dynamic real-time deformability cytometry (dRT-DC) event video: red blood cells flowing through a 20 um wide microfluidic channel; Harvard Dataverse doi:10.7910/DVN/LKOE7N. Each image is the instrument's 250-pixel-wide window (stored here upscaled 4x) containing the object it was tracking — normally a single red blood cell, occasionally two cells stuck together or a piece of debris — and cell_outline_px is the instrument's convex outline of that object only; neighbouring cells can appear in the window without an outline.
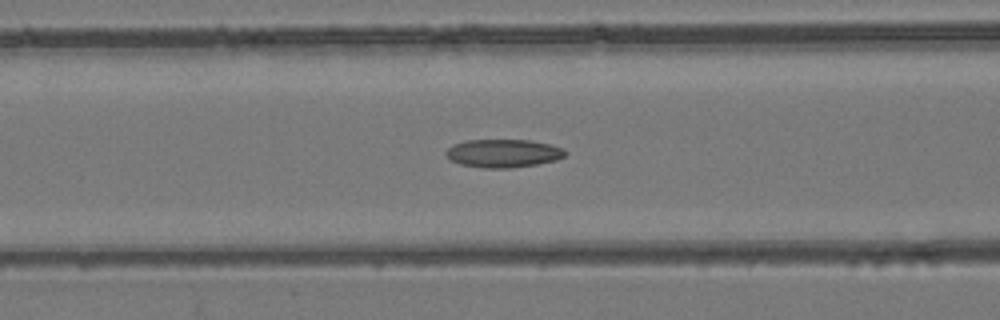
{"species": "common noctule bat (a hibernating species)", "species_latin": "Nyctalus noctula", "temperature_condition": "room temperature", "stored_images_in_passage": 46, "camera_frame_rate_fps": 3000, "um_per_image_px": 0.085, "animal": {"sex": "female", "body_mass_g": 24.6, "forearm_length_mm": 56.2}, "frame": {"image": 1, "passage_image": 15, "time_ms": 4.667, "image_size_px": [1000, 320], "cell_outline_px": [[564, 156], [556, 160], [536, 164], [508, 168], [484, 168], [460, 164], [452, 160], [444, 152], [452, 144], [468, 140], [528, 140], [548, 144], [560, 148], [564, 152]], "centroid_in_image_um": [42.72, 13.03], "position_along_channel_um": 123.9, "area_um2": 19.25}}
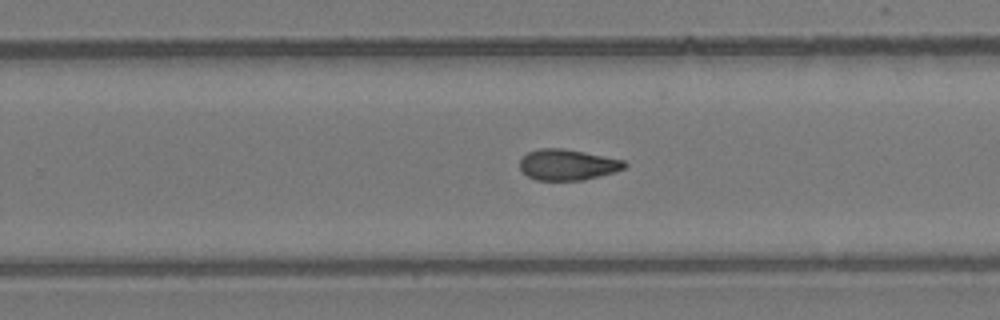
{"frame": {"image": 2, "passage_image": 27, "time_ms": 8.667, "image_size_px": [1000, 320], "cell_outline_px": [[628, 164], [624, 168], [612, 172], [584, 180], [536, 180], [528, 176], [520, 168], [520, 160], [528, 152], [540, 148], [564, 148], [624, 160]], "centroid_in_image_um": [48.23, 13.99], "position_along_channel_um": 281.6, "area_um2": 18.67}}
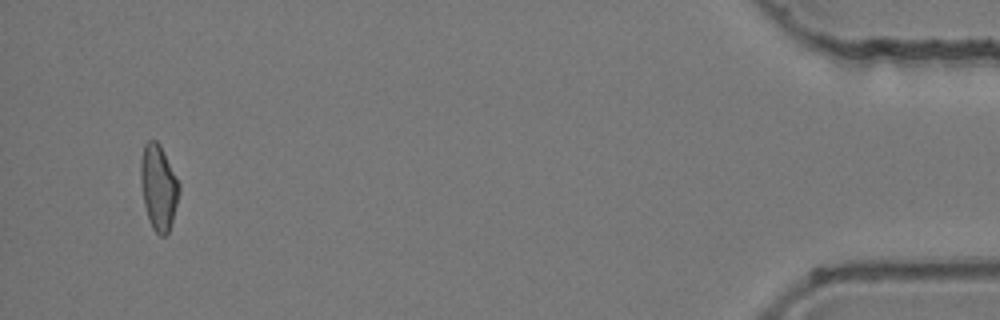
{"frame": {"image": 3, "passage_image": 44, "time_ms": 14.333, "image_size_px": [1000, 320], "cell_outline_px": [[180, 192], [172, 220], [168, 232], [164, 236], [160, 236], [152, 228], [144, 204], [140, 180], [140, 160], [144, 144], [148, 140], [156, 140], [160, 144], [180, 184]], "centroid_in_image_um": [13.47, 15.89], "position_along_channel_um": 421.7, "area_um2": 19.07}, "authors_computed_cell_mechanics": {"area_um2": 19.0451, "velocity_mm_per_s": 3.9439, "shape_relaxation_time_tau1_ms": null, "shape_relaxation_time_tau2_ms": 6.951, "deformation_change_tau1": null, "deformation_change_tau2": 0.1589}}